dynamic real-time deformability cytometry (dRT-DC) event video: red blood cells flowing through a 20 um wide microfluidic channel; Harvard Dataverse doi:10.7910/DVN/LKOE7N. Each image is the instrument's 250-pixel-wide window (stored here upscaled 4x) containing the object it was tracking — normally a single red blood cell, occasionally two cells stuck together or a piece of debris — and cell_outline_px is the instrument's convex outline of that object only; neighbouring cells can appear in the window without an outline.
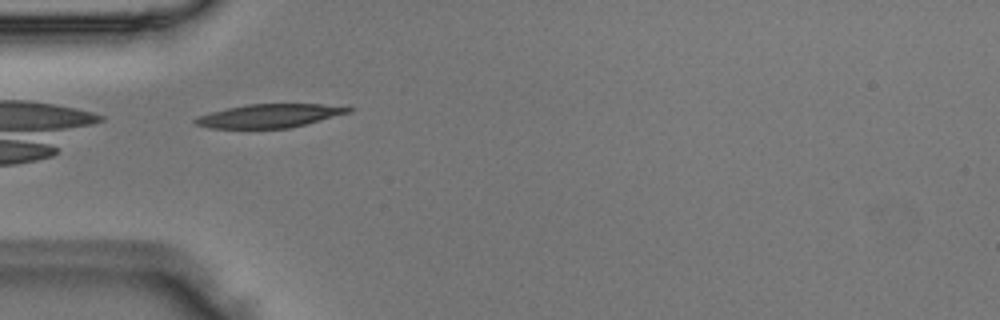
{"species": "Egyptian fruit bat (a non-hibernating species)", "species_latin": "Rousettus aegyptiacus", "temperature_condition": "room temperature", "stored_images_in_passage": 7, "camera_frame_rate_fps": 3000, "um_per_image_px": 0.085, "animal": {"sex": "male"}, "frame": {"image": 1, "passage_image": 5, "time_ms": 1.333, "image_size_px": [1000, 320], "cell_outline_px": [[356, 108], [352, 112], [292, 128], [208, 128], [192, 124], [192, 120], [196, 116], [228, 108], [248, 104], [320, 104]], "centroid_in_image_um": [22.9, 9.85], "position_along_channel_um": 62.1, "area_um2": 21.15}}
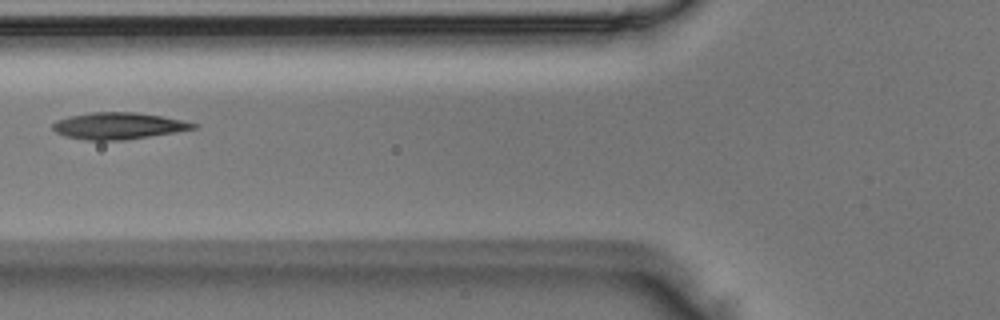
{"frame": {"image": 2, "passage_image": 6, "time_ms": 1.667, "image_size_px": [1000, 320], "cell_outline_px": [[200, 124], [196, 128], [176, 132], [124, 140], [84, 140], [64, 136], [56, 132], [52, 128], [52, 124], [56, 120], [68, 116], [92, 112], [132, 112], [160, 116]], "centroid_in_image_um": [10.02, 10.7], "position_along_channel_um": 115.8, "area_um2": 21.79}}
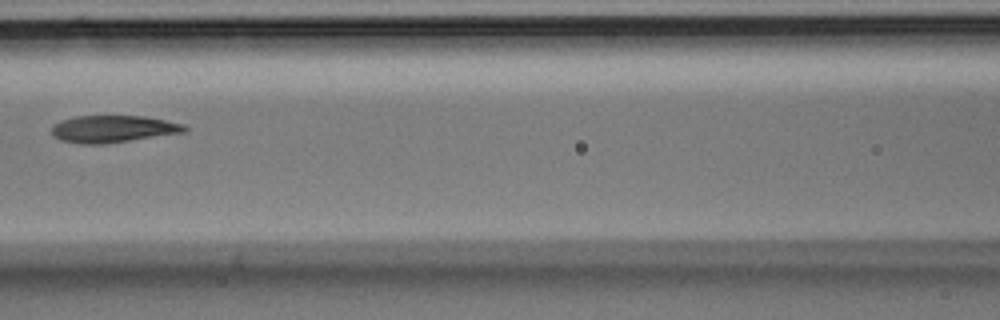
{"frame": {"image": 3, "passage_image": 7, "time_ms": 2.0, "image_size_px": [1000, 320], "cell_outline_px": [[188, 128], [184, 132], [104, 144], [80, 144], [60, 140], [52, 136], [52, 124], [60, 120], [76, 116], [144, 116], [184, 124]], "centroid_in_image_um": [9.55, 10.96], "position_along_channel_um": 157.1, "area_um2": 20.98}}